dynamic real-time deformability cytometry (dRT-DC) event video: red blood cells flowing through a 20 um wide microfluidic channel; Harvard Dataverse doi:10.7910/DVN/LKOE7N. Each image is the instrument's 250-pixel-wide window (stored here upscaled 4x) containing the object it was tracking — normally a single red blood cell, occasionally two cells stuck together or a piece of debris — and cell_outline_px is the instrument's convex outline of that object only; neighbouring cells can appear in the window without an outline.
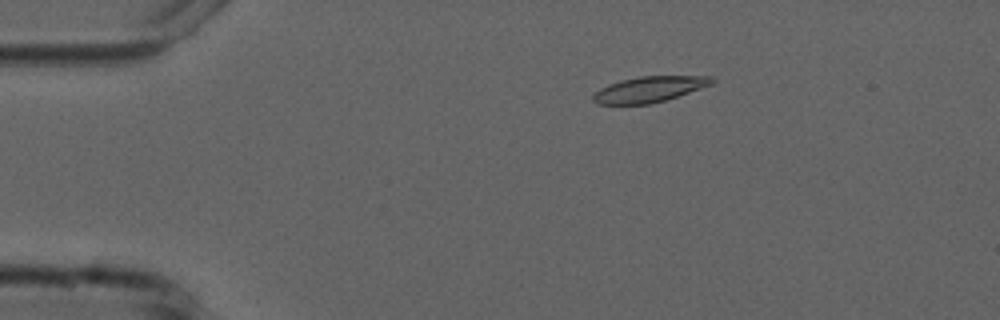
{"species": "common noctule bat (a hibernating species)", "species_latin": "Nyctalus noctula", "temperature_condition": "cold", "stored_images_in_passage": 6, "camera_frame_rate_fps": 3000, "um_per_image_px": 0.085, "animal": {"sex": "male", "forearm_length_mm": 52.5}, "frame": {"image": 1, "passage_image": 3, "time_ms": 2.333, "image_size_px": [1000, 320], "cell_outline_px": [[716, 80], [712, 84], [664, 100], [648, 104], [596, 104], [592, 100], [592, 96], [600, 88], [608, 84], [620, 80], [640, 76], [712, 76]], "centroid_in_image_um": [55.15, 7.58], "position_along_channel_um": 29.8, "area_um2": 17.63}}
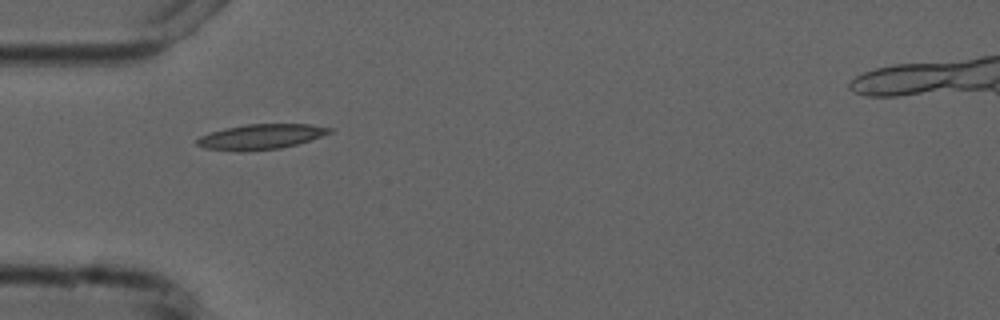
{"frame": {"image": 2, "passage_image": 5, "time_ms": 4.667, "image_size_px": [1000, 320], "cell_outline_px": [[332, 132], [296, 144], [280, 148], [240, 152], [236, 152], [204, 148], [196, 144], [196, 140], [200, 136], [224, 128], [248, 124], [308, 124], [332, 128]], "centroid_in_image_um": [22.12, 11.63], "position_along_channel_um": 62.9, "area_um2": 19.31}}
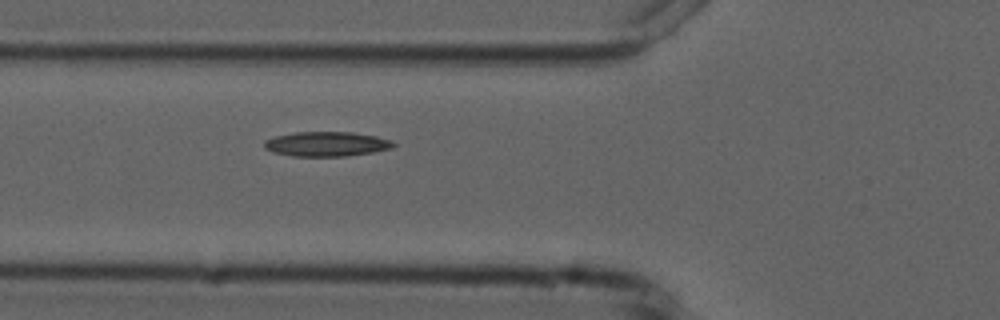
{"frame": {"image": 3, "passage_image": 6, "time_ms": 5.667, "image_size_px": [1000, 320], "cell_outline_px": [[396, 144], [392, 148], [372, 152], [348, 156], [292, 156], [272, 152], [264, 148], [264, 140], [276, 136], [296, 132], [352, 132], [376, 136], [392, 140]], "centroid_in_image_um": [27.76, 12.24], "position_along_channel_um": 98.0, "area_um2": 18.61}}